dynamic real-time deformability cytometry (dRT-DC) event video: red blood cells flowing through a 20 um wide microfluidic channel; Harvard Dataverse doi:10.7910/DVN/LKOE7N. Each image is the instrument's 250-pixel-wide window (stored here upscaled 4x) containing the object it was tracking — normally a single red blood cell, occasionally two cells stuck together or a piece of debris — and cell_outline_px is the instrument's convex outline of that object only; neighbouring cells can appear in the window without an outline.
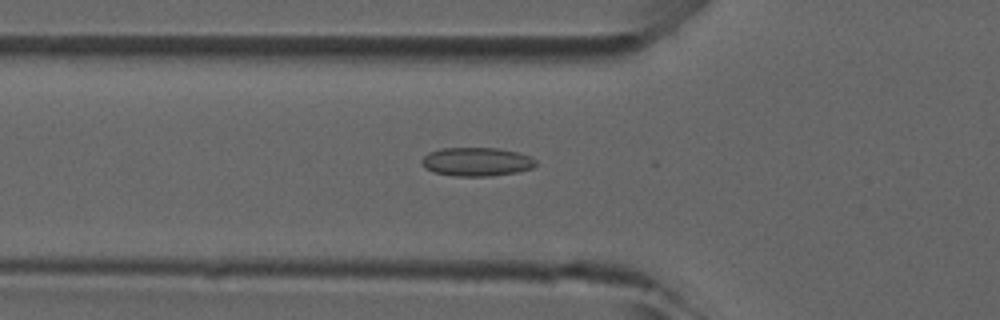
{"species": "common noctule bat (a hibernating species)", "species_latin": "Nyctalus noctula", "temperature_condition": "room temperature", "stored_images_in_passage": 17, "camera_frame_rate_fps": 3000, "um_per_image_px": 0.085, "animal": {"sex": "male", "forearm_length_mm": 52.5}, "frame": {"image": 1, "passage_image": 14, "time_ms": 4.333, "image_size_px": [1000, 320], "cell_outline_px": [[536, 164], [532, 168], [516, 172], [488, 176], [452, 176], [436, 172], [424, 168], [420, 160], [428, 152], [440, 148], [500, 148], [520, 152], [532, 156], [536, 160]], "centroid_in_image_um": [40.52, 13.73], "position_along_channel_um": 85.3, "area_um2": 19.25}}